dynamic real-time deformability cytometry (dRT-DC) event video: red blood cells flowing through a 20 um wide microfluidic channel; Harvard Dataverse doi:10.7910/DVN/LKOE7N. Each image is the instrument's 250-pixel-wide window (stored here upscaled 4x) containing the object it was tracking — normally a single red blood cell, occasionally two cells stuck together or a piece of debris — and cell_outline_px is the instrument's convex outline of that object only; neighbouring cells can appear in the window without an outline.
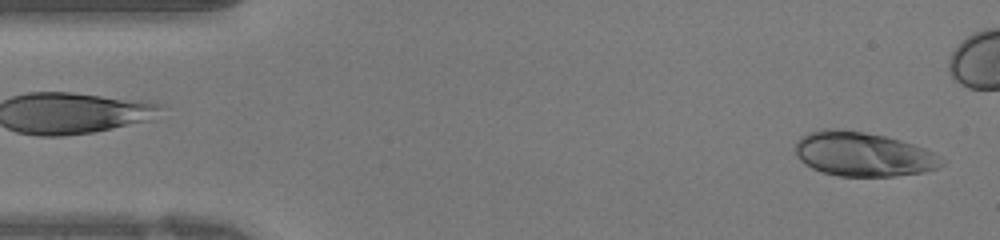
{"species": "human", "species_latin": "Homo sapiens", "temperature_condition": "warm", "stored_images_in_passage": 41, "camera_frame_rate_fps": 3000, "um_per_image_px": 0.085, "donor": {"sex": "female"}, "frame": {"image": 1, "passage_image": 1, "time_ms": 0.0, "image_size_px": [1000, 240], "cell_outline_px": [[944, 164], [940, 168], [924, 172], [896, 176], [840, 176], [824, 172], [812, 168], [804, 164], [796, 156], [796, 140], [800, 136], [808, 132], [820, 128], [844, 128], [884, 136], [900, 140], [924, 148], [940, 156], [944, 160]], "centroid_in_image_um": [73.34, 13.09], "position_along_channel_um": 11.7, "area_um2": 38.15}}
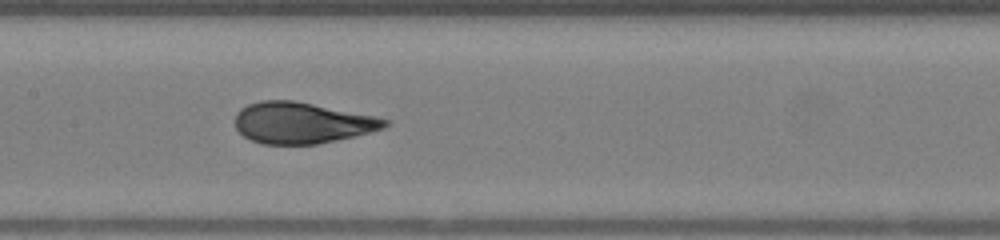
{"frame": {"image": 2, "passage_image": 18, "time_ms": 5.667, "image_size_px": [1000, 240], "cell_outline_px": [[388, 124], [384, 128], [352, 136], [316, 144], [264, 144], [252, 140], [244, 136], [236, 128], [236, 112], [240, 108], [248, 104], [260, 100], [292, 100], [372, 116], [388, 120]], "centroid_in_image_um": [25.59, 10.44], "position_along_channel_um": 181.8, "area_um2": 35.26}}
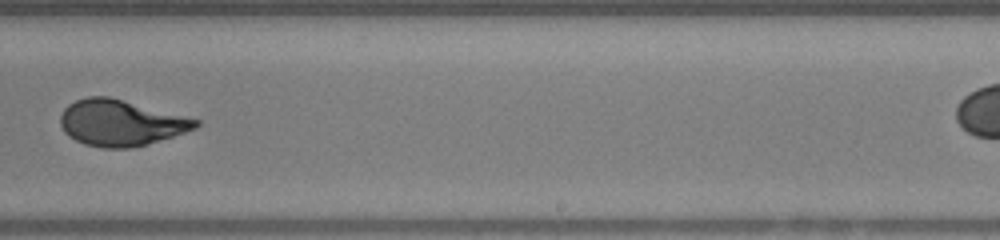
{"frame": {"image": 3, "passage_image": 24, "time_ms": 7.667, "image_size_px": [1000, 240], "cell_outline_px": [[200, 124], [196, 128], [148, 144], [128, 148], [104, 148], [84, 144], [68, 136], [64, 132], [60, 124], [60, 116], [64, 108], [68, 104], [76, 100], [88, 96], [108, 96], [200, 120]], "centroid_in_image_um": [10.22, 10.44], "position_along_channel_um": 278.8, "area_um2": 36.07}}